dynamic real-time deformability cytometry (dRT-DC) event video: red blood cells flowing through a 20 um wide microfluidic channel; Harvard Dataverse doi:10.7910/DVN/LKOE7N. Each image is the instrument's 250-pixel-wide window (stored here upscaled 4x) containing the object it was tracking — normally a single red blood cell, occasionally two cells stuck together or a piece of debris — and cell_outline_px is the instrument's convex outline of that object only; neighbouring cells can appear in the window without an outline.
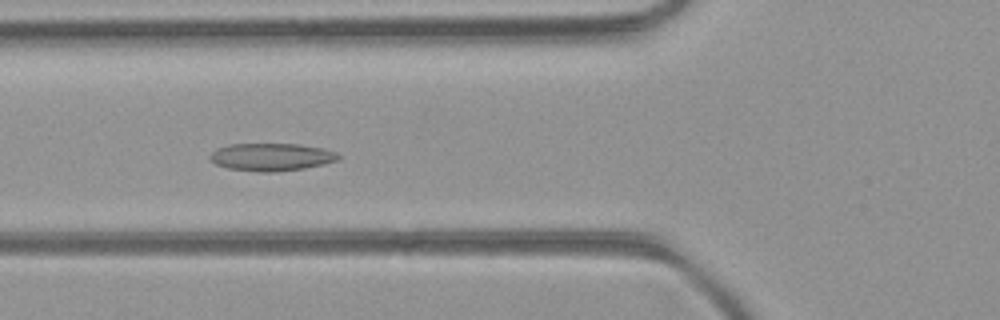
{"species": "common noctule bat (a hibernating species)", "species_latin": "Nyctalus noctula", "temperature_condition": "room temperature", "stored_images_in_passage": 50, "camera_frame_rate_fps": 3000, "um_per_image_px": 0.085, "animal": {"sex": "female", "body_mass_g": 21.9}, "frame": {"image": 1, "passage_image": 18, "time_ms": 5.667, "image_size_px": [1000, 320], "cell_outline_px": [[340, 160], [324, 164], [304, 168], [276, 172], [260, 172], [228, 168], [216, 164], [208, 160], [208, 156], [216, 148], [228, 144], [300, 144], [324, 148], [336, 152], [340, 156]], "centroid_in_image_um": [23.06, 13.34], "position_along_channel_um": 102.7, "area_um2": 20.92}}
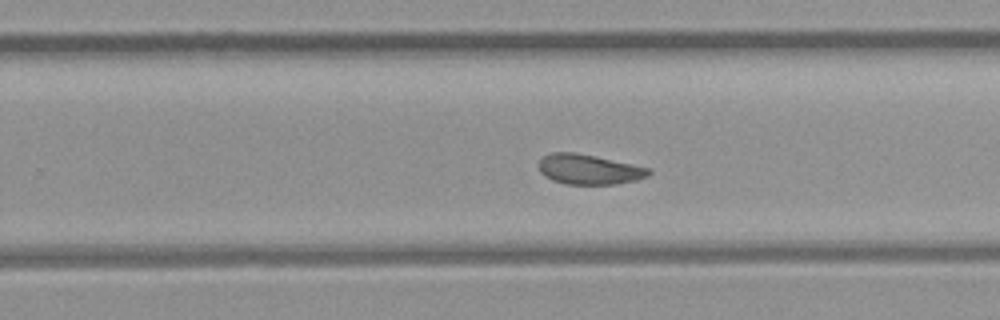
{"frame": {"image": 2, "passage_image": 31, "time_ms": 10.0, "image_size_px": [1000, 320], "cell_outline_px": [[652, 172], [648, 176], [636, 180], [616, 184], [568, 184], [552, 180], [544, 176], [540, 172], [536, 164], [544, 156], [552, 152], [576, 152], [596, 156], [652, 168]], "centroid_in_image_um": [50.06, 14.39], "position_along_channel_um": 279.7, "area_um2": 19.48}}
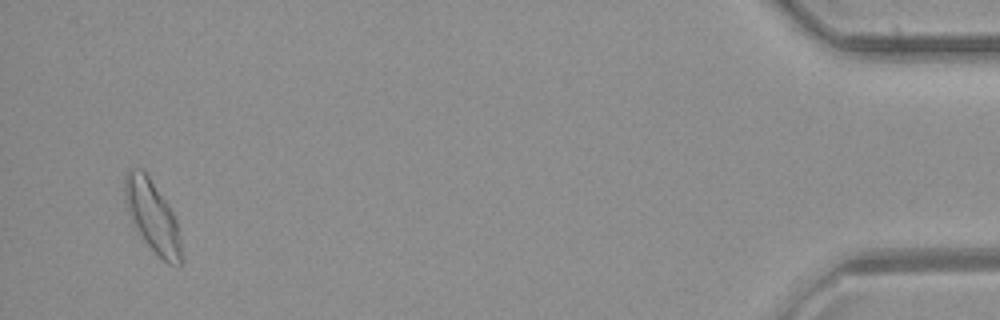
{"frame": {"image": 3, "passage_image": 48, "time_ms": 15.667, "image_size_px": [1000, 320], "cell_outline_px": [[180, 264], [176, 268], [168, 264], [148, 244], [140, 232], [128, 212], [124, 200], [124, 176], [128, 168], [140, 168], [148, 176], [168, 204], [176, 220], [180, 244]], "centroid_in_image_um": [12.93, 18.33], "position_along_channel_um": 422.3, "area_um2": 22.83}, "authors_computed_cell_mechanics": {"area_um2": 20.9236, "velocity_mm_per_s": 4.0885, "shape_relaxation_time_tau1_ms": 10.2742, "shape_relaxation_time_tau2_ms": null, "deformation_change_tau1": 0.157, "deformation_change_tau2": null}}